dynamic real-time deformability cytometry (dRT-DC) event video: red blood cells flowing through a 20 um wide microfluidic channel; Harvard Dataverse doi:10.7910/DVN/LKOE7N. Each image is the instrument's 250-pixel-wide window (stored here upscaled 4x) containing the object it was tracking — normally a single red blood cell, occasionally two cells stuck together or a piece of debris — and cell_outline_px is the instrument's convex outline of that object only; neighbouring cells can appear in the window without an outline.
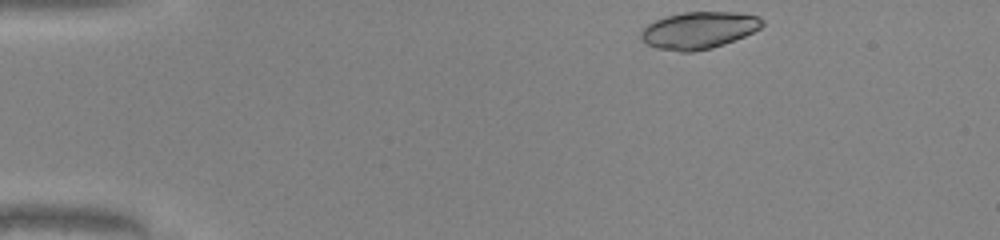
{"species": "common noctule bat (a hibernating species)", "species_latin": "Nyctalus noctula", "temperature_condition": "warm", "stored_images_in_passage": 43, "camera_frame_rate_fps": 3000, "um_per_image_px": 0.085, "animal": {"sex": "male", "body_mass_g": 20.0, "forearm_length_mm": 53.3}, "frame": {"image": 1, "passage_image": 1, "time_ms": 0.0, "image_size_px": [1000, 240], "cell_outline_px": [[764, 24], [760, 28], [744, 36], [724, 44], [712, 48], [692, 52], [680, 52], [656, 48], [648, 44], [640, 36], [640, 32], [648, 24], [656, 20], [668, 16], [684, 12], [740, 12], [756, 16], [764, 20]], "centroid_in_image_um": [59.41, 2.57], "position_along_channel_um": 25.6, "area_um2": 26.01}}
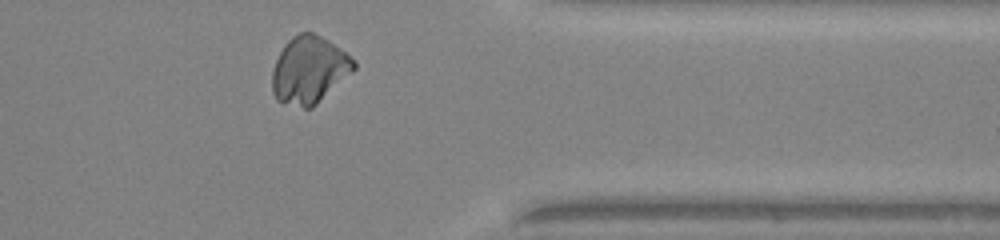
{"frame": {"image": 2, "passage_image": 34, "time_ms": 11.0, "image_size_px": [1000, 240], "cell_outline_px": [[356, 68], [312, 108], [304, 108], [276, 100], [272, 92], [272, 72], [276, 60], [284, 44], [292, 36], [300, 32], [312, 32], [328, 40], [356, 60]], "centroid_in_image_um": [26.27, 5.93], "position_along_channel_um": 385.1, "area_um2": 31.79}}
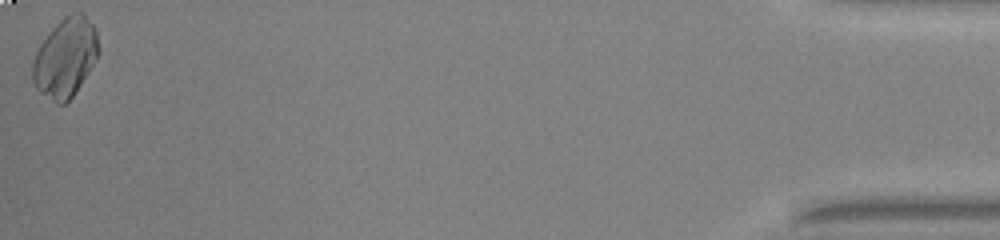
{"frame": {"image": 3, "passage_image": 43, "time_ms": 14.0, "image_size_px": [1000, 240], "cell_outline_px": [[100, 52], [80, 84], [72, 96], [64, 104], [56, 104], [40, 92], [36, 88], [32, 80], [32, 64], [36, 52], [40, 44], [48, 32], [64, 16], [72, 12], [80, 12], [96, 28], [100, 48]], "centroid_in_image_um": [5.55, 4.88], "position_along_channel_um": 429.7, "area_um2": 30.23}}